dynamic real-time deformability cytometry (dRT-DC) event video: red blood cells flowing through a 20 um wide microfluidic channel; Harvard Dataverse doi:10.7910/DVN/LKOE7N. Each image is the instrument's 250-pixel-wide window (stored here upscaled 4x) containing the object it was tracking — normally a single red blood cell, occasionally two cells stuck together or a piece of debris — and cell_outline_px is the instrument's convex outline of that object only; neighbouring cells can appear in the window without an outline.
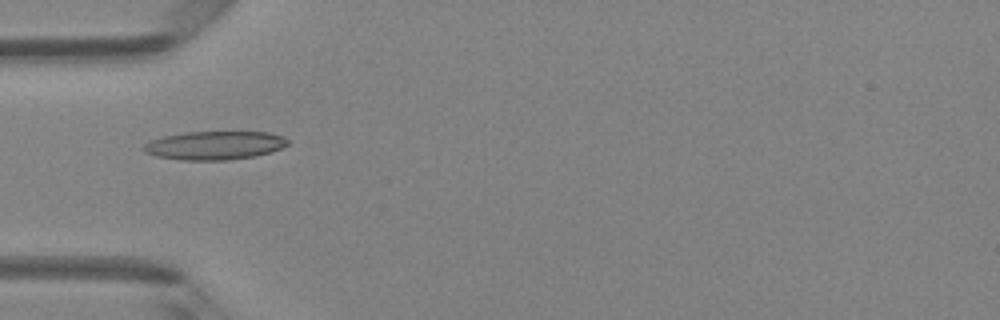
{"species": "Egyptian fruit bat (a non-hibernating species)", "species_latin": "Rousettus aegyptiacus", "temperature_condition": "room temperature", "stored_images_in_passage": 5, "camera_frame_rate_fps": 3000, "um_per_image_px": 0.085, "animal": {"sex": "female"}, "frame": {"image": 1, "passage_image": 5, "time_ms": 1.333, "image_size_px": [1000, 320], "cell_outline_px": [[288, 144], [280, 148], [256, 156], [232, 160], [180, 160], [156, 156], [144, 152], [140, 148], [144, 144], [152, 140], [164, 136], [184, 132], [268, 132], [280, 136], [288, 140]], "centroid_in_image_um": [18.19, 12.36], "position_along_channel_um": 66.8, "area_um2": 23.93}}